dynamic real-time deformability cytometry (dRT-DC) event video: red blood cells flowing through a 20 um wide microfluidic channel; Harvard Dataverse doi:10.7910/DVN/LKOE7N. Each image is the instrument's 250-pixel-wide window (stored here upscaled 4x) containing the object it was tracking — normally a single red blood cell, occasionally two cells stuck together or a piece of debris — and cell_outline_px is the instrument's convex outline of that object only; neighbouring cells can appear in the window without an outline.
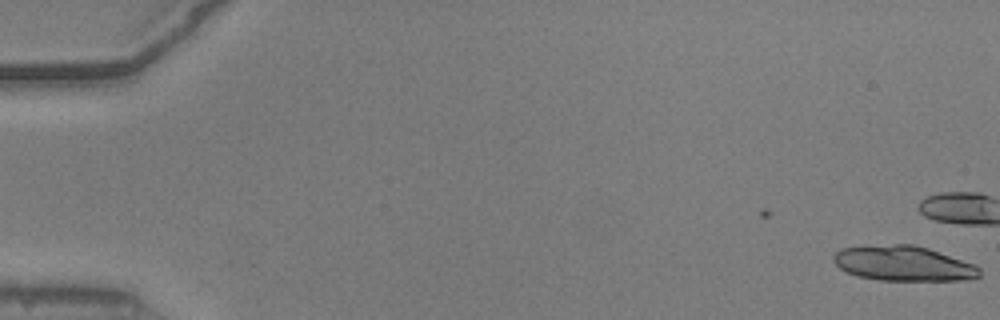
{"species": "common noctule bat (a hibernating species)", "species_latin": "Nyctalus noctula", "temperature_condition": "warm", "stored_images_in_passage": 19, "camera_frame_rate_fps": 3000, "um_per_image_px": 0.085, "animal": {"sex": "male", "body_mass_g": 20.5, "forearm_length_mm": 52.5}, "frame": {"image": 1, "passage_image": 1, "time_ms": 0.0, "image_size_px": [1000, 320], "cell_outline_px": [[980, 276], [964, 280], [880, 280], [856, 276], [840, 268], [832, 260], [832, 256], [840, 248], [896, 244], [912, 244], [928, 248], [976, 264], [980, 268]], "centroid_in_image_um": [76.8, 22.39], "position_along_channel_um": 8.2, "area_um2": 29.77}}